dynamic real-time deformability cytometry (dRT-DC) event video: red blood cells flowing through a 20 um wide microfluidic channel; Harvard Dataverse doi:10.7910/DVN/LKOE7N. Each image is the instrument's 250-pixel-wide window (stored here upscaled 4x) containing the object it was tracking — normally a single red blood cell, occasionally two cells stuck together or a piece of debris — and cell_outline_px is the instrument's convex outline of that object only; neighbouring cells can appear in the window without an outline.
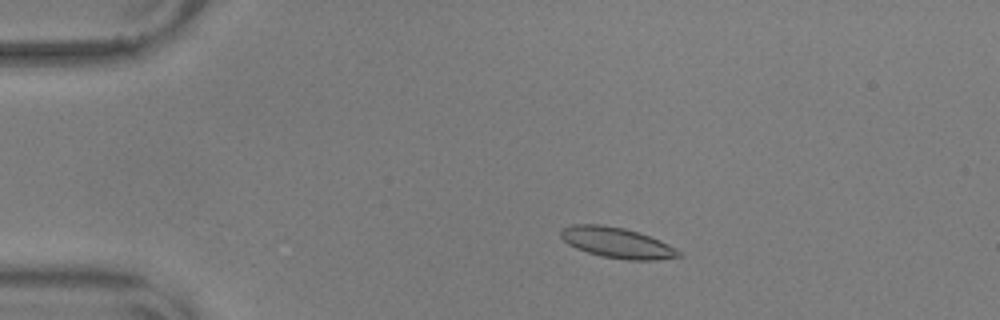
{"species": "common noctule bat (a hibernating species)", "species_latin": "Nyctalus noctula", "temperature_condition": "warm", "stored_images_in_passage": 54, "camera_frame_rate_fps": 3000, "um_per_image_px": 0.085, "animal": {"sex": "male", "body_mass_g": 17.9, "forearm_length_mm": 54.2}, "frame": {"image": 1, "passage_image": 9, "time_ms": 2.667, "image_size_px": [1000, 320], "cell_outline_px": [[680, 256], [656, 260], [628, 260], [600, 256], [576, 248], [568, 244], [560, 236], [560, 232], [564, 228], [572, 224], [600, 224], [624, 228], [640, 232], [660, 240], [676, 248], [680, 252]], "centroid_in_image_um": [52.44, 20.62], "position_along_channel_um": 32.6, "area_um2": 20.98}}
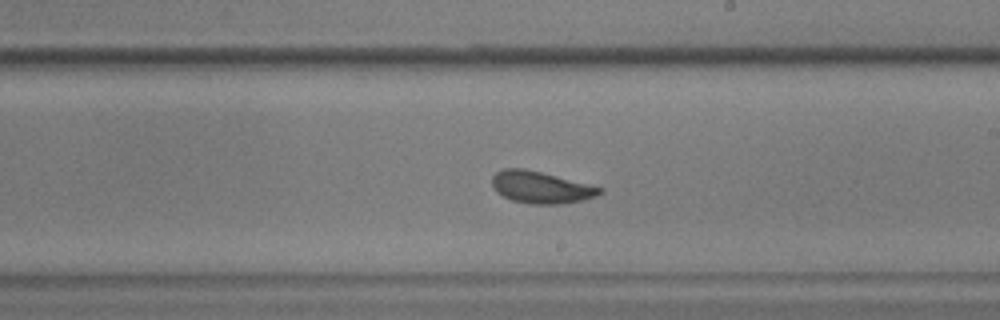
{"frame": {"image": 2, "passage_image": 31, "time_ms": 10.0, "image_size_px": [1000, 320], "cell_outline_px": [[604, 192], [596, 196], [580, 200], [560, 204], [532, 204], [512, 200], [496, 192], [492, 188], [492, 176], [496, 172], [504, 168], [524, 168], [604, 188]], "centroid_in_image_um": [45.95, 15.92], "position_along_channel_um": 243.1, "area_um2": 19.88}}
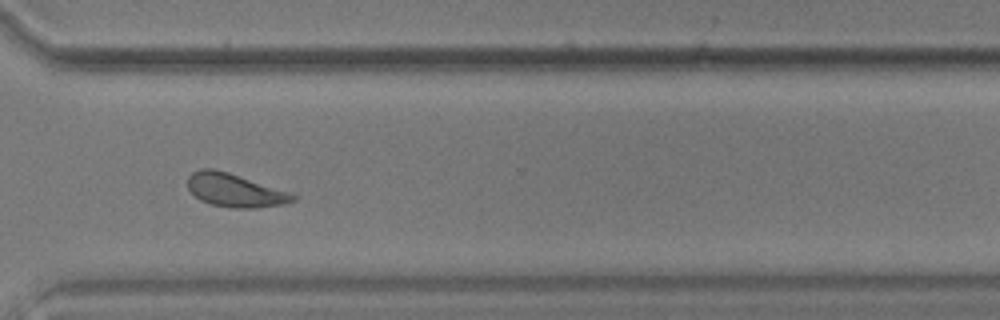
{"frame": {"image": 3, "passage_image": 40, "time_ms": 13.0, "image_size_px": [1000, 320], "cell_outline_px": [[296, 200], [284, 204], [256, 208], [232, 208], [212, 204], [200, 200], [188, 188], [188, 176], [192, 172], [200, 168], [212, 168], [228, 172], [288, 192], [296, 196]], "centroid_in_image_um": [19.94, 16.17], "position_along_channel_um": 350.7, "area_um2": 20.17}, "authors_computed_cell_mechanics": {"area_um2": 20.3167, "velocity_mm_per_s": 3.5846, "shape_relaxation_time_tau1_ms": 2.6557, "shape_relaxation_time_tau2_ms": 1.6632, "deformation_change_tau1": 0.1272, "deformation_change_tau2": 0.0851}}